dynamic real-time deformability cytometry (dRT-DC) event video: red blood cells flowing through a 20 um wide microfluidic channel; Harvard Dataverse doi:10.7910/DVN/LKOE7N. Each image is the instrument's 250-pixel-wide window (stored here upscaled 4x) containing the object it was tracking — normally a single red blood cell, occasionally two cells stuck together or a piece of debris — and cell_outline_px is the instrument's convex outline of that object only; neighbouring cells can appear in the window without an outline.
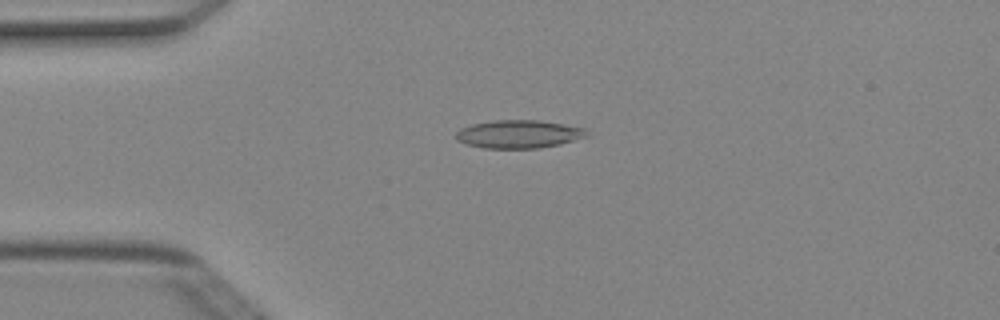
{"species": "Egyptian fruit bat (a non-hibernating species)", "species_latin": "Rousettus aegyptiacus", "temperature_condition": "cold", "stored_images_in_passage": 5, "camera_frame_rate_fps": 3000, "um_per_image_px": 0.085, "animal": {"sex": "female"}, "frame": {"image": 1, "passage_image": 3, "time_ms": 0.667, "image_size_px": [1000, 320], "cell_outline_px": [[588, 136], [560, 144], [540, 148], [484, 148], [464, 144], [456, 140], [456, 132], [460, 128], [472, 124], [492, 120], [540, 120], [584, 128], [588, 132]], "centroid_in_image_um": [44.06, 11.4], "position_along_channel_um": 40.9, "area_um2": 21.5}}
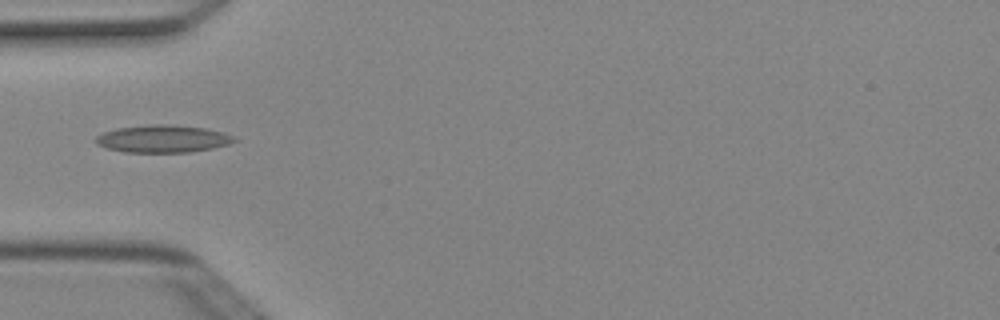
{"frame": {"image": 2, "passage_image": 4, "time_ms": 1.0, "image_size_px": [1000, 320], "cell_outline_px": [[240, 140], [228, 144], [212, 148], [188, 152], [124, 152], [108, 148], [96, 144], [96, 136], [104, 132], [116, 128], [148, 124], [164, 124], [204, 128], [220, 132], [232, 136]], "centroid_in_image_um": [13.81, 11.79], "position_along_channel_um": 71.2, "area_um2": 21.96}}
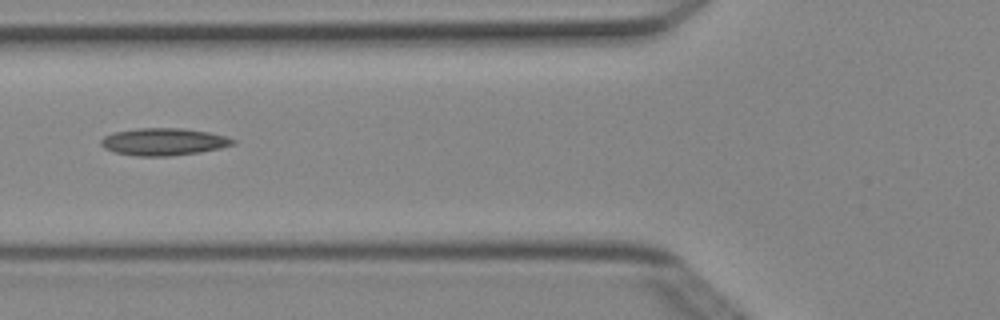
{"frame": {"image": 3, "passage_image": 5, "time_ms": 1.333, "image_size_px": [1000, 320], "cell_outline_px": [[236, 144], [220, 148], [200, 152], [168, 156], [136, 156], [116, 152], [104, 148], [100, 144], [100, 140], [104, 136], [112, 132], [140, 128], [180, 128], [208, 132], [224, 136], [236, 140]], "centroid_in_image_um": [13.89, 12.05], "position_along_channel_um": 111.9, "area_um2": 20.92}}